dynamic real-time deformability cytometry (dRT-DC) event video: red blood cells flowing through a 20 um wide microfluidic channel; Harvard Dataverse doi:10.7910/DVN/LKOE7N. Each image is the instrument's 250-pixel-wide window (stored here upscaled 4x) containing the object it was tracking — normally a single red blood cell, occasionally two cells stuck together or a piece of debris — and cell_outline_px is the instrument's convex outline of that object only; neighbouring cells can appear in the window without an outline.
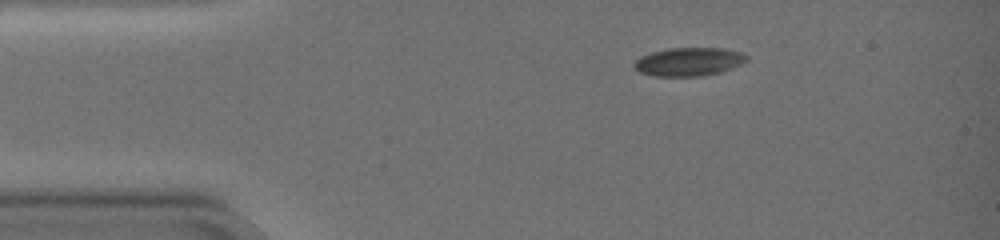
{"species": "common noctule bat (a hibernating species)", "species_latin": "Nyctalus noctula", "temperature_condition": "warm", "stored_images_in_passage": 45, "camera_frame_rate_fps": 3000, "um_per_image_px": 0.085, "animal": {"sex": "female", "body_mass_g": 19.0, "forearm_length_mm": 51.5}, "frame": {"image": 1, "passage_image": 1, "time_ms": 0.0, "image_size_px": [1000, 240], "cell_outline_px": [[748, 60], [732, 68], [720, 72], [704, 76], [652, 76], [640, 72], [632, 64], [640, 56], [652, 52], [672, 48], [720, 48], [740, 52], [748, 56]], "centroid_in_image_um": [58.54, 5.25], "position_along_channel_um": 26.5, "area_um2": 18.55}}
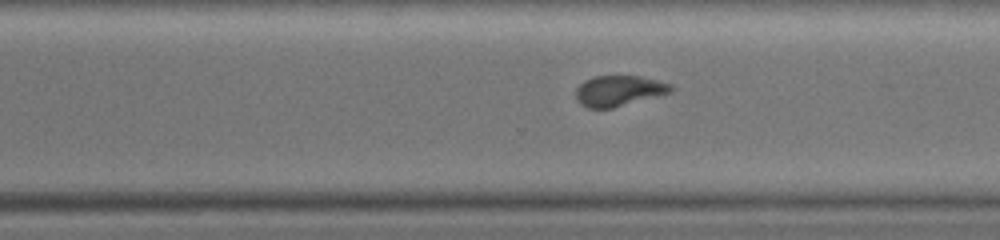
{"frame": {"image": 2, "passage_image": 30, "time_ms": 9.667, "image_size_px": [1000, 240], "cell_outline_px": [[676, 88], [672, 92], [612, 108], [588, 108], [580, 104], [576, 100], [576, 88], [584, 80], [596, 76], [640, 76], [672, 84]], "centroid_in_image_um": [52.61, 7.71], "position_along_channel_um": 318.0, "area_um2": 16.99}}
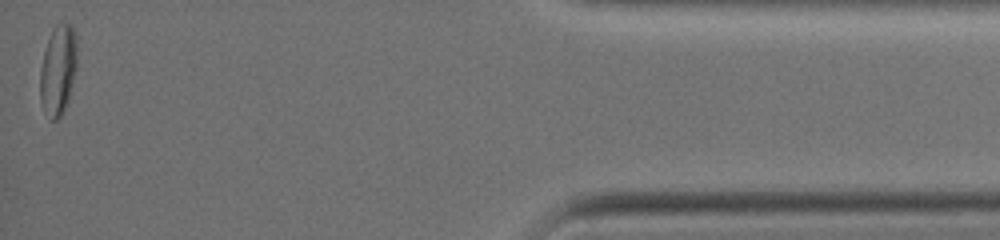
{"frame": {"image": 3, "passage_image": 45, "time_ms": 14.667, "image_size_px": [1000, 240], "cell_outline_px": [[76, 68], [68, 100], [60, 116], [56, 120], [52, 120], [40, 100], [40, 68], [44, 52], [52, 28], [56, 24], [72, 24], [76, 36]], "centroid_in_image_um": [4.94, 5.9], "position_along_channel_um": 430.3, "area_um2": 19.07}, "authors_computed_cell_mechanics": {"area_um2": 18.6116, "velocity_mm_per_s": 3.6077, "shape_relaxation_time_tau1_ms": 4.2704, "shape_relaxation_time_tau2_ms": 1.8978, "deformation_change_tau1": 0.116, "deformation_change_tau2": 0.0553}}